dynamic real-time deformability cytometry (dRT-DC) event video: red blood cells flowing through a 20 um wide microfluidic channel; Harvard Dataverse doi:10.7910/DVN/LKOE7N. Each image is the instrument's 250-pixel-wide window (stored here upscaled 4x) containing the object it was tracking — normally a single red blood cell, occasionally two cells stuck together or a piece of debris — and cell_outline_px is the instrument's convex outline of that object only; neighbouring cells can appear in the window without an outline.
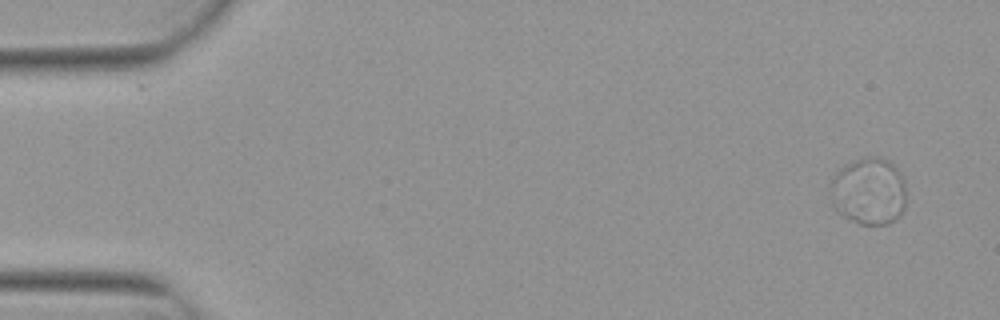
{"species": "Egyptian fruit bat (a non-hibernating species)", "species_latin": "Rousettus aegyptiacus", "temperature_condition": "warm", "stored_images_in_passage": 5, "camera_frame_rate_fps": 3000, "um_per_image_px": 0.085, "animal": {"sex": "female"}, "frame": {"image": 1, "passage_image": 1, "time_ms": 0.0, "image_size_px": [1000, 320], "cell_outline_px": [[904, 208], [900, 216], [896, 220], [888, 224], [860, 224], [836, 212], [832, 204], [832, 180], [836, 172], [844, 164], [852, 160], [864, 156], [880, 156], [888, 160], [896, 168], [904, 180]], "centroid_in_image_um": [73.84, 16.24], "position_along_channel_um": 11.2, "area_um2": 29.82}}
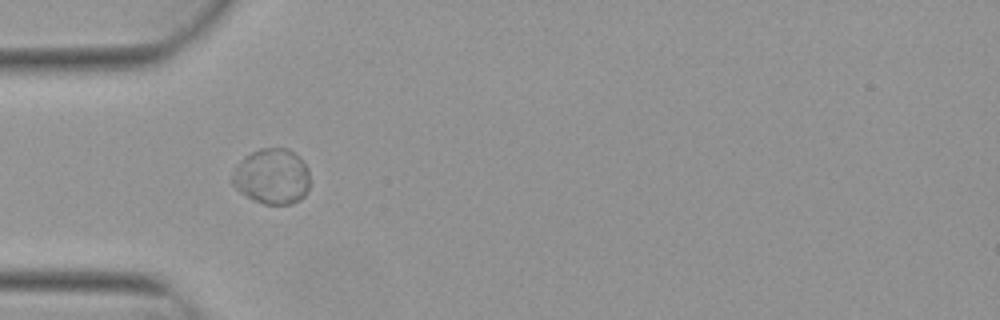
{"frame": {"image": 2, "passage_image": 5, "time_ms": 1.333, "image_size_px": [1000, 320], "cell_outline_px": [[308, 188], [304, 196], [300, 200], [292, 204], [264, 204], [252, 200], [240, 192], [232, 184], [232, 176], [236, 164], [240, 160], [252, 152], [260, 148], [288, 148], [300, 156], [308, 168]], "centroid_in_image_um": [23.11, 14.99], "position_along_channel_um": 61.9, "area_um2": 25.32}}